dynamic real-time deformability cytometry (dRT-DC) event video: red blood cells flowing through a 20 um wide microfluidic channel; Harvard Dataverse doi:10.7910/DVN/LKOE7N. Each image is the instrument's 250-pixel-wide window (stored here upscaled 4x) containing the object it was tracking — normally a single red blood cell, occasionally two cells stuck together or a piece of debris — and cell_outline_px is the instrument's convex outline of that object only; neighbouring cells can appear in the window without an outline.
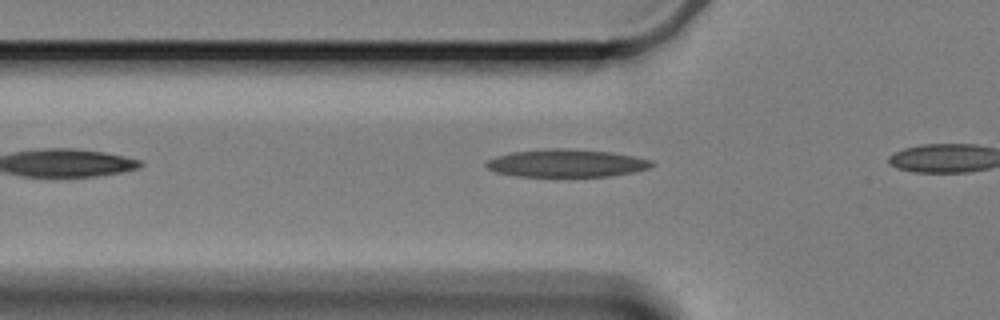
{"species": "Egyptian fruit bat (a non-hibernating species)", "species_latin": "Rousettus aegyptiacus", "temperature_condition": "cold", "stored_images_in_passage": 4, "camera_frame_rate_fps": 3000, "um_per_image_px": 0.085, "animal": {"sex": "female"}, "frame": {"image": 1, "passage_image": 2, "time_ms": 0.333, "image_size_px": [1000, 320], "cell_outline_px": [[652, 164], [648, 168], [632, 172], [608, 176], [516, 176], [496, 172], [488, 168], [484, 164], [488, 160], [496, 156], [512, 152], [544, 148], [564, 148], [612, 152], [652, 160]], "centroid_in_image_um": [48.1, 13.86], "position_along_channel_um": 77.7, "area_um2": 26.59}}